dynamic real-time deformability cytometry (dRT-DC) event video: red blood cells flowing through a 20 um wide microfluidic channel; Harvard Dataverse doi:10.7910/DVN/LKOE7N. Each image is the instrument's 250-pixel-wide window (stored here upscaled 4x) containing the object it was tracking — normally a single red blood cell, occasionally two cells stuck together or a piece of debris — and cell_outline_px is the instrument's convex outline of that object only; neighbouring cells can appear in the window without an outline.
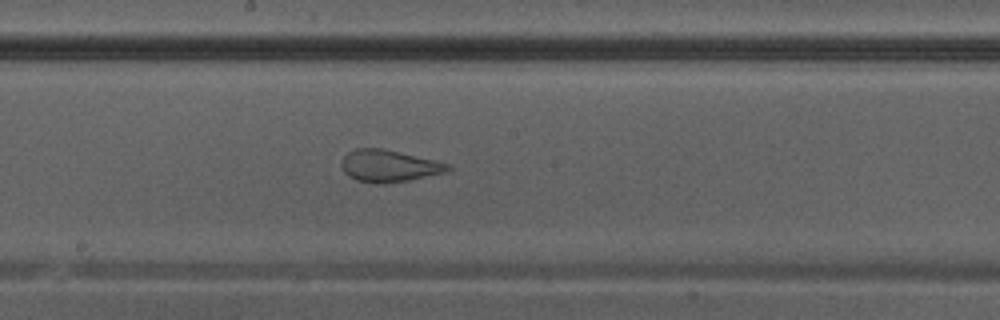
{"species": "Egyptian fruit bat (a non-hibernating species)", "species_latin": "Rousettus aegyptiacus", "temperature_condition": "warm", "stored_images_in_passage": 42, "camera_frame_rate_fps": 3000, "um_per_image_px": 0.085, "animal": {"sex": "male"}, "frame": {"image": 1, "passage_image": 23, "time_ms": 7.333, "image_size_px": [1000, 320], "cell_outline_px": [[452, 172], [408, 180], [384, 184], [376, 184], [356, 180], [348, 176], [344, 172], [340, 164], [340, 160], [348, 152], [356, 148], [384, 148], [436, 160], [448, 164], [452, 168]], "centroid_in_image_um": [33.08, 14.11], "position_along_channel_um": 215.1, "area_um2": 20.29}}
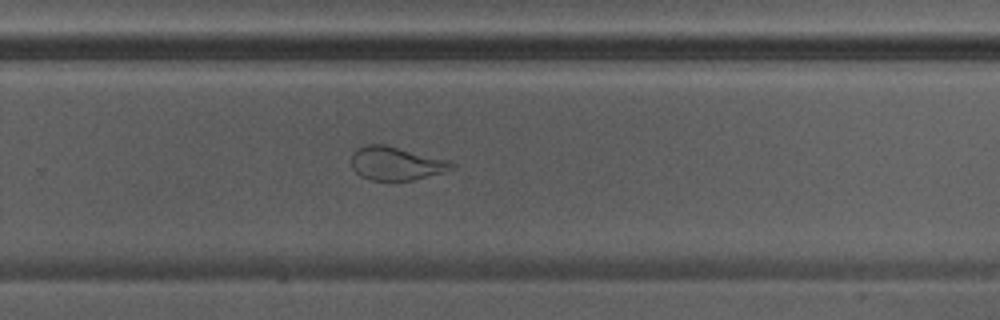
{"frame": {"image": 2, "passage_image": 28, "time_ms": 9.0, "image_size_px": [1000, 320], "cell_outline_px": [[456, 168], [444, 172], [412, 180], [372, 180], [360, 176], [352, 168], [352, 152], [356, 148], [364, 144], [384, 144], [448, 160], [456, 164]], "centroid_in_image_um": [33.65, 13.88], "position_along_channel_um": 296.1, "area_um2": 19.59}}
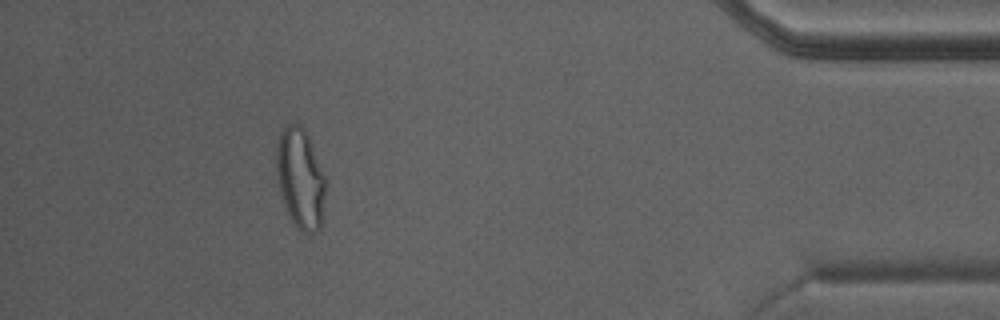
{"frame": {"image": 3, "passage_image": 38, "time_ms": 12.333, "image_size_px": [1000, 320], "cell_outline_px": [[328, 180], [320, 228], [312, 232], [304, 232], [296, 228], [288, 216], [284, 208], [280, 192], [276, 168], [276, 148], [280, 128], [288, 124], [300, 124], [308, 136]], "centroid_in_image_um": [25.54, 15.16], "position_along_channel_um": 409.7, "area_um2": 29.36}}